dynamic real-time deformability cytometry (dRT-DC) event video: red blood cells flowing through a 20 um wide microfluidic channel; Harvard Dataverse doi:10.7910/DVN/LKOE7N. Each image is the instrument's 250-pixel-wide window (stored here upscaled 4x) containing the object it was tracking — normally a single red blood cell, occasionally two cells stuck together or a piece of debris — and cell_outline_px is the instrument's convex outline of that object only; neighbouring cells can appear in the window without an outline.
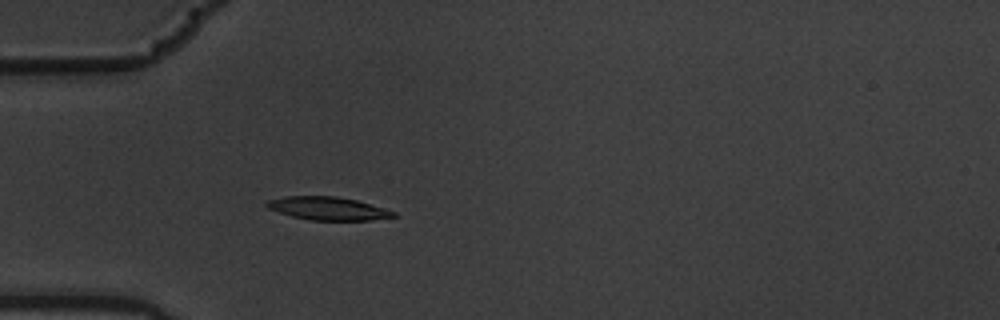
{"species": "common noctule bat (a hibernating species)", "species_latin": "Nyctalus noctula", "temperature_condition": "warm", "stored_images_in_passage": 4, "camera_frame_rate_fps": 3000, "um_per_image_px": 0.085, "animal": {"sex": "male", "body_mass_g": 19.5, "forearm_length_mm": 54.6}, "frame": {"image": 1, "passage_image": 4, "time_ms": 1.0, "image_size_px": [1000, 320], "cell_outline_px": [[396, 216], [372, 220], [308, 220], [292, 216], [268, 208], [264, 204], [268, 200], [284, 196], [336, 196], [356, 200], [384, 208], [396, 212]], "centroid_in_image_um": [27.86, 17.71], "position_along_channel_um": 57.1, "area_um2": 16.99}}